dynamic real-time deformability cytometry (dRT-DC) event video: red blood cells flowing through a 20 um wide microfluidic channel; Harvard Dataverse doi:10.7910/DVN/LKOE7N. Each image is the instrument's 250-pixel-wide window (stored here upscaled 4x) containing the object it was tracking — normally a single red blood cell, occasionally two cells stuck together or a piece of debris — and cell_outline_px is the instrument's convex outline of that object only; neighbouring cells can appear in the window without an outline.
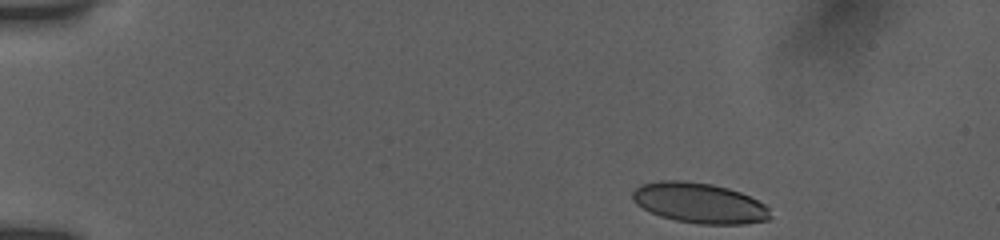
{"species": "human", "species_latin": "Homo sapiens", "temperature_condition": "room temperature", "stored_images_in_passage": 14, "camera_frame_rate_fps": 3000, "um_per_image_px": 0.085, "donor": {"sex": "female"}, "frame": {"image": 1, "passage_image": 1, "time_ms": 0.0, "image_size_px": [1000, 240], "cell_outline_px": [[768, 220], [744, 224], [700, 224], [676, 220], [660, 216], [636, 204], [632, 200], [632, 192], [640, 184], [660, 180], [680, 180], [712, 184], [728, 188], [740, 192], [764, 204], [768, 208]], "centroid_in_image_um": [59.41, 17.24], "position_along_channel_um": 25.6, "area_um2": 32.14}}
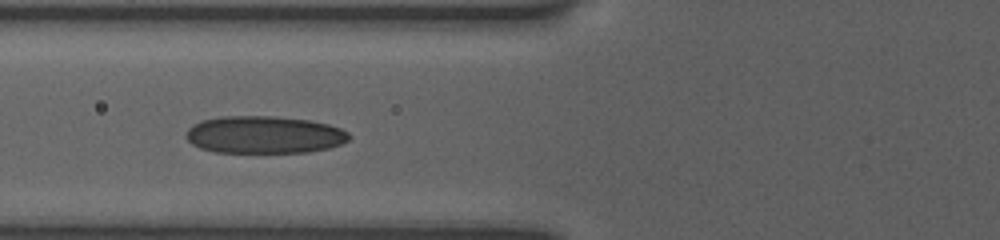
{"frame": {"image": 2, "passage_image": 10, "time_ms": 4.667, "image_size_px": [1000, 240], "cell_outline_px": [[352, 136], [348, 140], [340, 144], [328, 148], [308, 152], [212, 152], [200, 148], [192, 144], [184, 136], [184, 132], [192, 124], [204, 120], [224, 116], [272, 116], [308, 120], [328, 124], [340, 128], [348, 132]], "centroid_in_image_um": [22.43, 11.45], "position_along_channel_um": 103.4, "area_um2": 35.6}}
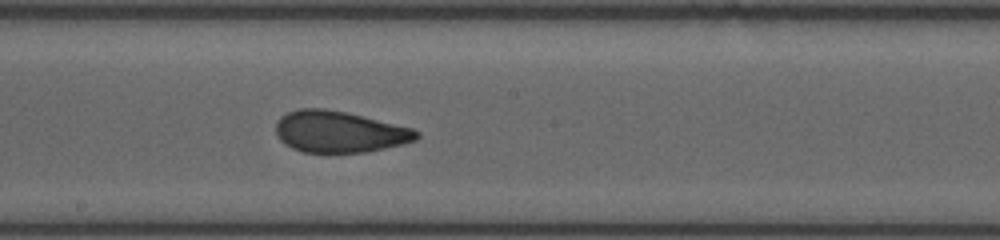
{"frame": {"image": 3, "passage_image": 14, "time_ms": 7.667, "image_size_px": [1000, 240], "cell_outline_px": [[420, 136], [416, 140], [368, 152], [304, 152], [292, 148], [284, 144], [276, 136], [276, 124], [280, 116], [288, 112], [300, 108], [324, 108], [364, 116], [412, 128], [420, 132]], "centroid_in_image_um": [28.82, 11.2], "position_along_channel_um": 219.4, "area_um2": 33.93}}